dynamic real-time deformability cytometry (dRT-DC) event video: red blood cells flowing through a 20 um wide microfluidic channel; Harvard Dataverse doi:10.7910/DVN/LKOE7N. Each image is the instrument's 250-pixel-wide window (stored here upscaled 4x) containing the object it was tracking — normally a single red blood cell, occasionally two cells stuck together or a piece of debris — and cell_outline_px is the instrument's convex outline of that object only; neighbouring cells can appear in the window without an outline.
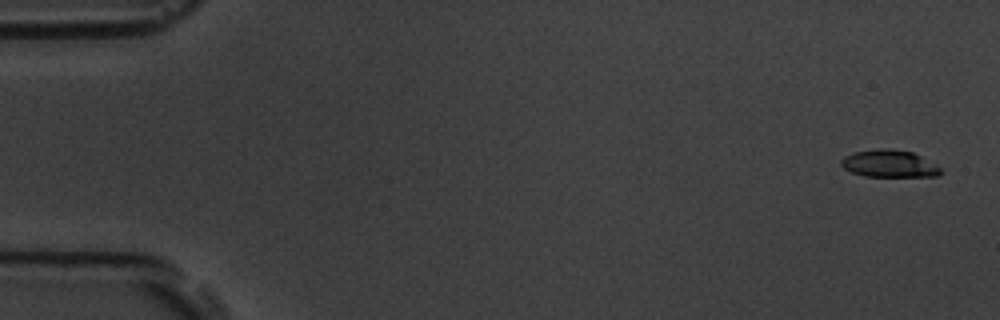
{"species": "common noctule bat (a hibernating species)", "species_latin": "Nyctalus noctula", "temperature_condition": "room temperature", "stored_images_in_passage": 3, "camera_frame_rate_fps": 3000, "um_per_image_px": 0.085, "animal": {"sex": "male", "body_mass_g": 19.5, "forearm_length_mm": 54.6}, "frame": {"image": 1, "passage_image": 1, "time_ms": 0.0, "image_size_px": [1000, 320], "cell_outline_px": [[944, 172], [936, 176], [864, 176], [852, 172], [844, 168], [840, 164], [840, 160], [844, 156], [852, 152], [880, 148], [888, 148], [912, 152], [936, 164]], "centroid_in_image_um": [75.57, 13.9], "position_along_channel_um": 9.4, "area_um2": 15.84}}